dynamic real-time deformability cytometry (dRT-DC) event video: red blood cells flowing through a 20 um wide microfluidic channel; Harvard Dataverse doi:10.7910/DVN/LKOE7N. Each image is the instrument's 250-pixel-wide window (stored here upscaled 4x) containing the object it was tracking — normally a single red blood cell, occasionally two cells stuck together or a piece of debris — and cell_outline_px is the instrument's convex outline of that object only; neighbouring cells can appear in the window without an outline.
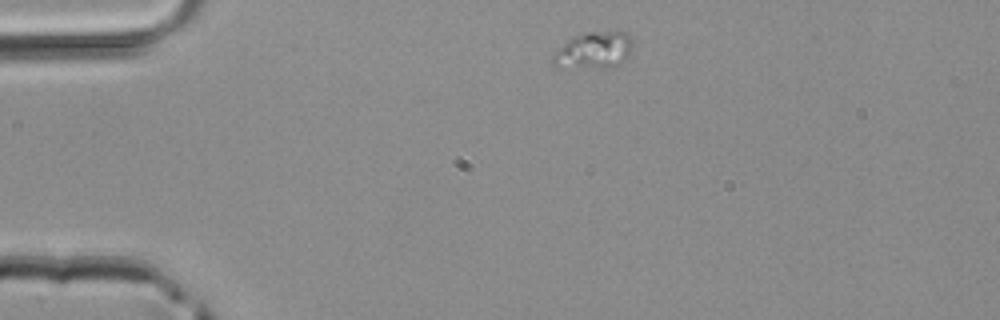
{"species": "common noctule bat (a hibernating species)", "species_latin": "Nyctalus noctula", "temperature_condition": "room temperature", "stored_images_in_passage": 2, "camera_frame_rate_fps": 3000, "um_per_image_px": 0.085, "animal": {"sex": "male", "body_mass_g": 20.4}, "frame": {"image": 1, "passage_image": 1, "time_ms": 0.0, "image_size_px": [1000, 320], "cell_outline_px": [[632, 52], [624, 60], [612, 68], [556, 68], [552, 64], [552, 56], [572, 36], [588, 32], [624, 32], [632, 36]], "centroid_in_image_um": [50.48, 4.3], "position_along_channel_um": 34.5, "area_um2": 17.34}}